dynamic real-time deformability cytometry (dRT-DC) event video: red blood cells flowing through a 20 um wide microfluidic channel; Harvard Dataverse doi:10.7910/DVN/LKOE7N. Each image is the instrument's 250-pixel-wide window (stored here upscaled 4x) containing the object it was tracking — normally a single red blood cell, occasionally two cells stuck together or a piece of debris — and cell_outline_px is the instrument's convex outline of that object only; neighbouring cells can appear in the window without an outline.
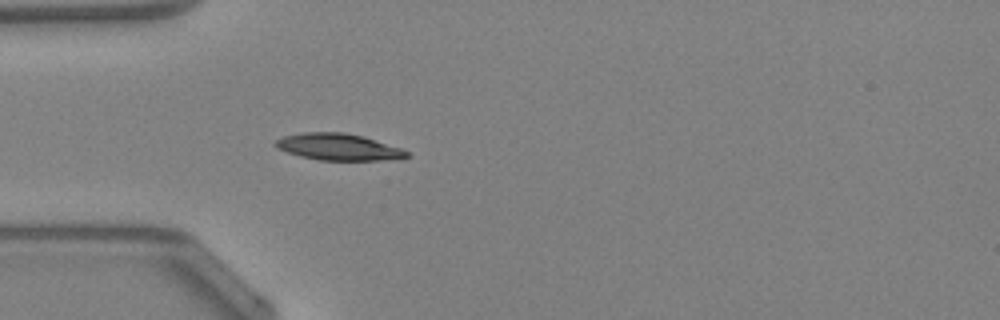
{"species": "Egyptian fruit bat (a non-hibernating species)", "species_latin": "Rousettus aegyptiacus", "temperature_condition": "warm", "stored_images_in_passage": 47, "camera_frame_rate_fps": 3000, "um_per_image_px": 0.085, "animal": {"sex": "female"}, "frame": {"image": 1, "passage_image": 14, "time_ms": 4.333, "image_size_px": [1000, 320], "cell_outline_px": [[408, 156], [400, 160], [320, 160], [300, 156], [276, 148], [272, 144], [276, 140], [284, 136], [300, 132], [344, 132], [364, 136], [400, 148], [408, 152]], "centroid_in_image_um": [28.76, 12.49], "position_along_channel_um": 56.2, "area_um2": 20.52}, "authors_computed_cell_mechanics": {"area_um2": 19.941, "velocity_mm_per_s": 4.2891, "shape_relaxation_time_tau1_ms": 4.611, "shape_relaxation_time_tau2_ms": 1.8563, "deformation_change_tau1": 0.1516, "deformation_change_tau2": 0.0614}}